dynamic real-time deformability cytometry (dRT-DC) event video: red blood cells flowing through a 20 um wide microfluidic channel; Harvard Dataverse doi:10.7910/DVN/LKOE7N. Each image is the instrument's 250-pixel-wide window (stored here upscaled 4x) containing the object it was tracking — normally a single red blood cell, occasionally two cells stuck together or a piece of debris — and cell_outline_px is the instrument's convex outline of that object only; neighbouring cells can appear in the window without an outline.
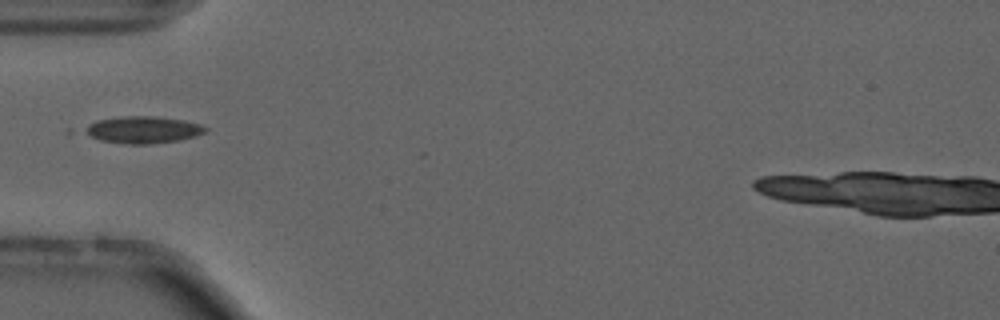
{"species": "common noctule bat (a hibernating species)", "species_latin": "Nyctalus noctula", "temperature_condition": "cold", "stored_images_in_passage": 15, "camera_frame_rate_fps": 3000, "um_per_image_px": 0.085, "animal": {"sex": "male", "forearm_length_mm": 52.5}, "frame": {"image": 1, "passage_image": 1, "time_ms": 0.0, "image_size_px": [1000, 320], "cell_outline_px": [[208, 128], [204, 132], [196, 136], [180, 140], [152, 144], [128, 144], [100, 140], [84, 132], [80, 128], [96, 120], [124, 116], [152, 116], [184, 120], [200, 124]], "centroid_in_image_um": [12.13, 11.03], "position_along_channel_um": 72.9, "area_um2": 19.02}}